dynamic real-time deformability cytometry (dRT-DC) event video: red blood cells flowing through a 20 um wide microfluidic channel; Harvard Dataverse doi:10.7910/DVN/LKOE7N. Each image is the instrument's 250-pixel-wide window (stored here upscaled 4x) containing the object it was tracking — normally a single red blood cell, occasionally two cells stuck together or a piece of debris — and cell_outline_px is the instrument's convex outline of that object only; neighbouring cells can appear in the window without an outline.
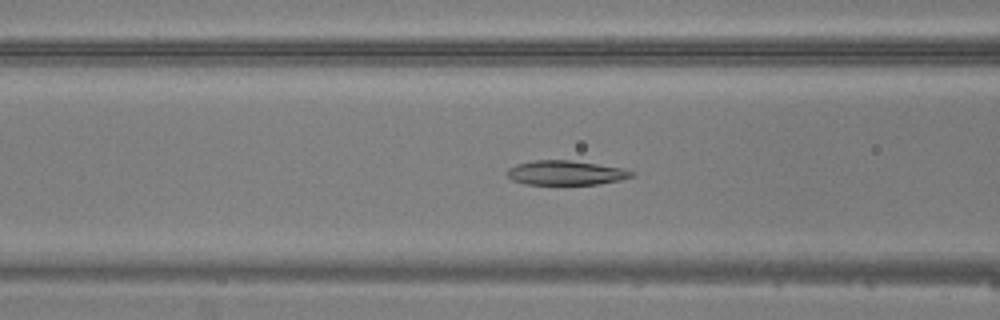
{"species": "common noctule bat (a hibernating species)", "species_latin": "Nyctalus noctula", "temperature_condition": "warm", "stored_images_in_passage": 20, "camera_frame_rate_fps": 3000, "um_per_image_px": 0.085, "animal": {"sex": "male", "body_mass_g": 20.5, "forearm_length_mm": 52.5}, "frame": {"image": 1, "passage_image": 20, "time_ms": 6.333, "image_size_px": [1000, 320], "cell_outline_px": [[632, 176], [620, 180], [596, 184], [524, 184], [512, 180], [508, 176], [508, 168], [516, 164], [532, 160], [568, 160], [624, 168], [632, 172]], "centroid_in_image_um": [48.04, 14.68], "position_along_channel_um": 118.6, "area_um2": 17.51}}